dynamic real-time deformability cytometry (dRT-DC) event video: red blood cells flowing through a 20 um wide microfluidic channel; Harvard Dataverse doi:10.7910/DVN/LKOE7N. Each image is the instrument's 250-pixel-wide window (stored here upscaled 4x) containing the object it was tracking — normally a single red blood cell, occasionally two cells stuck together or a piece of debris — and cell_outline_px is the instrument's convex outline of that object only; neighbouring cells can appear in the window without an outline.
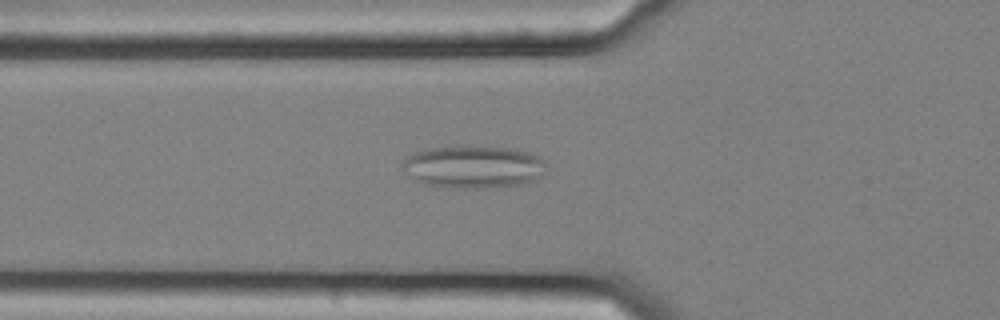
{"species": "common noctule bat (a hibernating species)", "species_latin": "Nyctalus noctula", "temperature_condition": "cold", "stored_images_in_passage": 51, "camera_frame_rate_fps": 3000, "um_per_image_px": 0.085, "animal": {"sex": "female", "body_mass_g": 25.1}, "frame": {"image": 1, "passage_image": 15, "time_ms": 4.667, "image_size_px": [1000, 320], "cell_outline_px": [[544, 160], [540, 176], [536, 180], [520, 184], [484, 188], [456, 188], [424, 184], [412, 180], [400, 168], [400, 164], [408, 156], [416, 152], [428, 148], [460, 144], [464, 144], [516, 148], [540, 156]], "centroid_in_image_um": [40.17, 14.15], "position_along_channel_um": 85.6, "area_um2": 36.47}}